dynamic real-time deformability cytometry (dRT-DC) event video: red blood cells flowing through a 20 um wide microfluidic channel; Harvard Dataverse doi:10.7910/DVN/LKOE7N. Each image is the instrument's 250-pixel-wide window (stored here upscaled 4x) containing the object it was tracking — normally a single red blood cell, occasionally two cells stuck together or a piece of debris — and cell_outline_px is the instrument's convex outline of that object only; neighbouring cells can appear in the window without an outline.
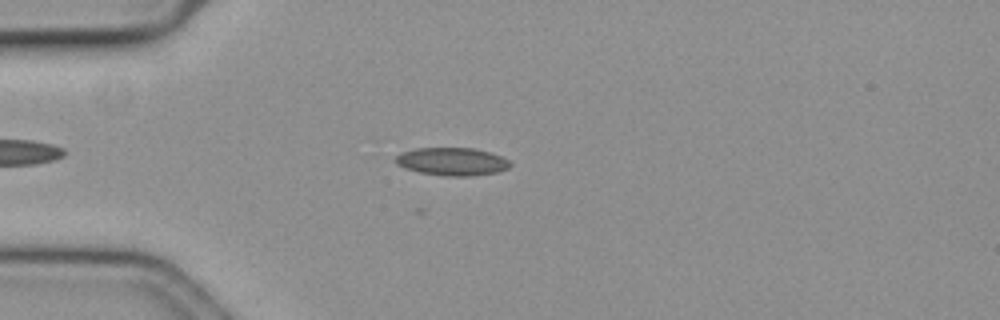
{"species": "common noctule bat (a hibernating species)", "species_latin": "Nyctalus noctula", "temperature_condition": "cold", "stored_images_in_passage": 48, "camera_frame_rate_fps": 3000, "um_per_image_px": 0.085, "animal": {"sex": "female", "body_mass_g": 19.3, "forearm_length_mm": 54.1}, "frame": {"image": 1, "passage_image": 6, "time_ms": 1.667, "image_size_px": [1000, 320], "cell_outline_px": [[512, 164], [508, 168], [496, 172], [472, 176], [444, 176], [420, 172], [404, 168], [396, 164], [396, 156], [400, 152], [416, 148], [472, 148], [488, 152], [500, 156], [508, 160]], "centroid_in_image_um": [38.4, 13.73], "position_along_channel_um": 46.6, "area_um2": 18.55}}
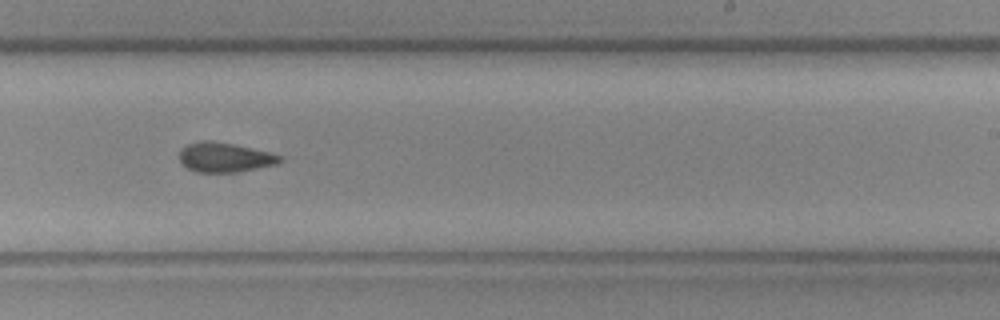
{"frame": {"image": 2, "passage_image": 26, "time_ms": 8.333, "image_size_px": [1000, 320], "cell_outline_px": [[284, 160], [276, 164], [236, 172], [196, 172], [188, 168], [180, 160], [180, 148], [188, 144], [200, 140], [212, 140], [232, 144], [268, 152], [280, 156]], "centroid_in_image_um": [19.07, 13.37], "position_along_channel_um": 269.9, "area_um2": 17.11}}
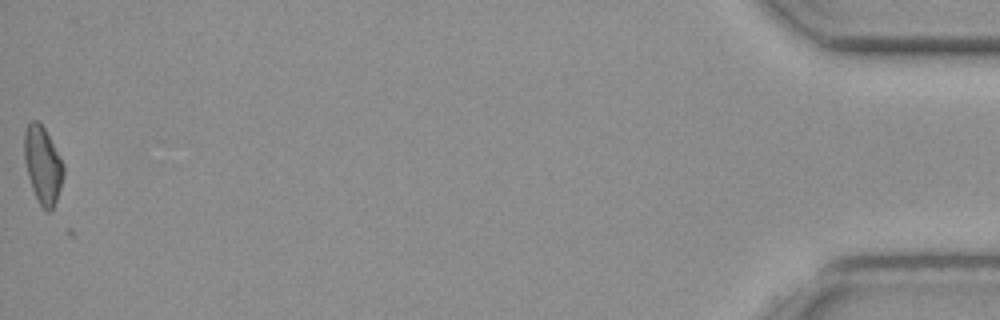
{"frame": {"image": 3, "passage_image": 48, "time_ms": 15.667, "image_size_px": [1000, 320], "cell_outline_px": [[64, 176], [52, 212], [44, 212], [32, 188], [28, 176], [24, 160], [24, 132], [28, 124], [32, 120], [36, 120], [44, 128], [64, 164]], "centroid_in_image_um": [3.63, 14.06], "position_along_channel_um": 431.6, "area_um2": 17.57}}